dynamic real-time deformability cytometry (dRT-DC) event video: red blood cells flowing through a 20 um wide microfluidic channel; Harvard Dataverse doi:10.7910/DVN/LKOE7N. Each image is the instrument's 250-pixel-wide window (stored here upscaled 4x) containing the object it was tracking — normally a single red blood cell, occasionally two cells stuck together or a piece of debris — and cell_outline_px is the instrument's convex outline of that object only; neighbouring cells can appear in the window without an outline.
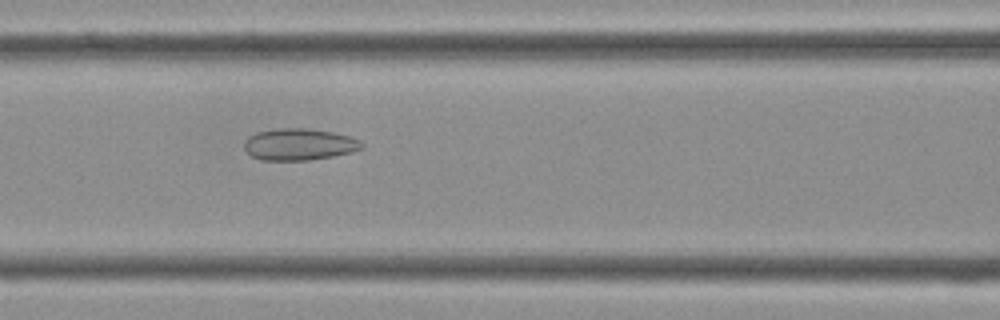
{"species": "Egyptian fruit bat (a non-hibernating species)", "species_latin": "Rousettus aegyptiacus", "temperature_condition": "cold", "stored_images_in_passage": 39, "camera_frame_rate_fps": 3000, "um_per_image_px": 0.085, "frame": {"image": 1, "passage_image": 15, "time_ms": 4.667, "image_size_px": [1000, 320], "cell_outline_px": [[364, 148], [352, 152], [332, 156], [308, 160], [260, 160], [252, 156], [244, 148], [244, 140], [248, 136], [256, 132], [276, 128], [308, 128], [332, 132], [352, 136], [360, 140], [364, 144]], "centroid_in_image_um": [25.44, 12.26], "position_along_channel_um": 141.2, "area_um2": 21.96}}
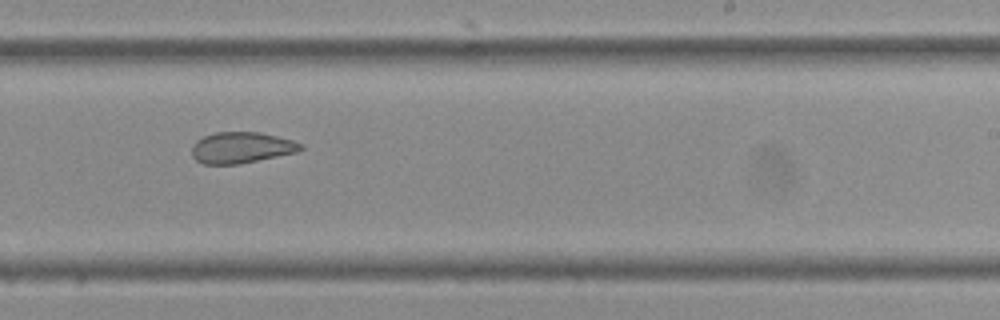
{"frame": {"image": 2, "passage_image": 23, "time_ms": 7.333, "image_size_px": [1000, 320], "cell_outline_px": [[304, 148], [296, 152], [240, 164], [204, 164], [196, 160], [192, 156], [192, 144], [196, 140], [204, 136], [216, 132], [260, 132], [292, 140], [304, 144]], "centroid_in_image_um": [20.51, 12.54], "position_along_channel_um": 268.5, "area_um2": 19.77}}
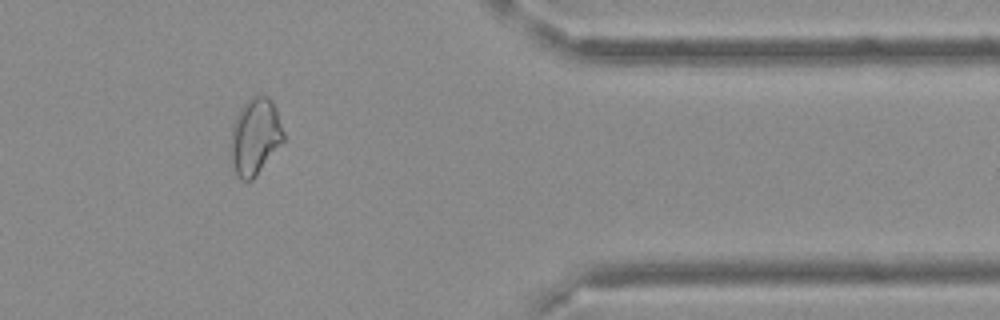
{"frame": {"image": 3, "passage_image": 32, "time_ms": 10.333, "image_size_px": [1000, 320], "cell_outline_px": [[284, 140], [256, 176], [252, 180], [240, 180], [236, 176], [228, 152], [232, 128], [236, 116], [240, 108], [256, 92], [268, 96], [272, 100], [276, 108], [284, 132]], "centroid_in_image_um": [21.66, 11.59], "position_along_channel_um": 389.7, "area_um2": 24.04}}